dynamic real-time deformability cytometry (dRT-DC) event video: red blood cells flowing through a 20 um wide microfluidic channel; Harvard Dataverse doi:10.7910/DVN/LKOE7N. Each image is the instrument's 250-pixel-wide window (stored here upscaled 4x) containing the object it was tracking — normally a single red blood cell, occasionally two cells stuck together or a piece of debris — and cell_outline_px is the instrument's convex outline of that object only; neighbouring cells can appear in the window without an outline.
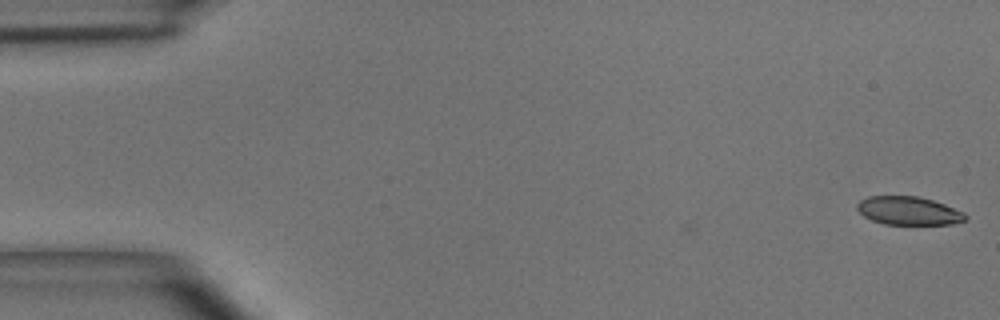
{"species": "common noctule bat (a hibernating species)", "species_latin": "Nyctalus noctula", "temperature_condition": "room temperature", "stored_images_in_passage": 4, "camera_frame_rate_fps": 3000, "um_per_image_px": 0.085, "animal": {"sex": "male", "body_mass_g": 15.6}, "frame": {"image": 1, "passage_image": 4, "time_ms": 1.0, "image_size_px": [1000, 320], "cell_outline_px": [[968, 216], [964, 220], [952, 224], [884, 224], [872, 220], [864, 216], [856, 208], [856, 204], [860, 200], [868, 196], [916, 196], [932, 200], [944, 204], [964, 212]], "centroid_in_image_um": [77.21, 17.91], "position_along_channel_um": 7.8, "area_um2": 17.8}}